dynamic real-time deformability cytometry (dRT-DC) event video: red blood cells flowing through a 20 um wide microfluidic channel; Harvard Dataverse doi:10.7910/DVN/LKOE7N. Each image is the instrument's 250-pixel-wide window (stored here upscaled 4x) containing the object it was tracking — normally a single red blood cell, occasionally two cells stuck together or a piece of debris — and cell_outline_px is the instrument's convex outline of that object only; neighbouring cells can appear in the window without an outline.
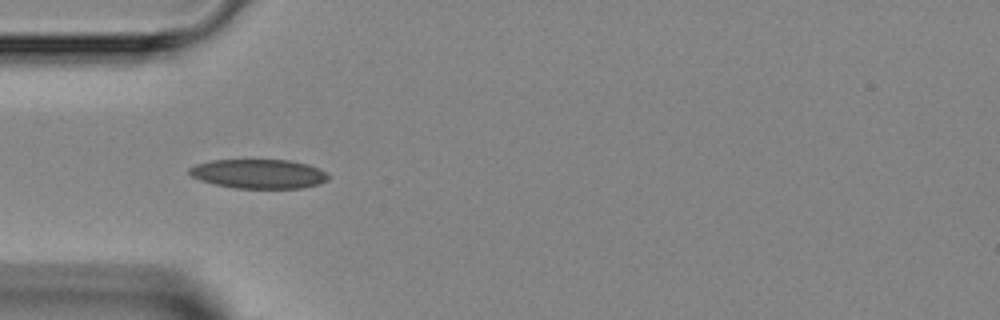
{"species": "Egyptian fruit bat (a non-hibernating species)", "species_latin": "Rousettus aegyptiacus", "temperature_condition": "room temperature", "stored_images_in_passage": 4, "camera_frame_rate_fps": 3000, "um_per_image_px": 0.085, "animal": {"sex": "female"}, "frame": {"image": 1, "passage_image": 2, "time_ms": 1.0, "image_size_px": [1000, 320], "cell_outline_px": [[328, 180], [316, 184], [300, 188], [236, 188], [216, 184], [200, 180], [192, 176], [188, 172], [188, 168], [196, 164], [212, 160], [288, 160], [308, 164], [324, 172], [328, 176]], "centroid_in_image_um": [21.95, 14.77], "position_along_channel_um": 63.1, "area_um2": 23.41}}
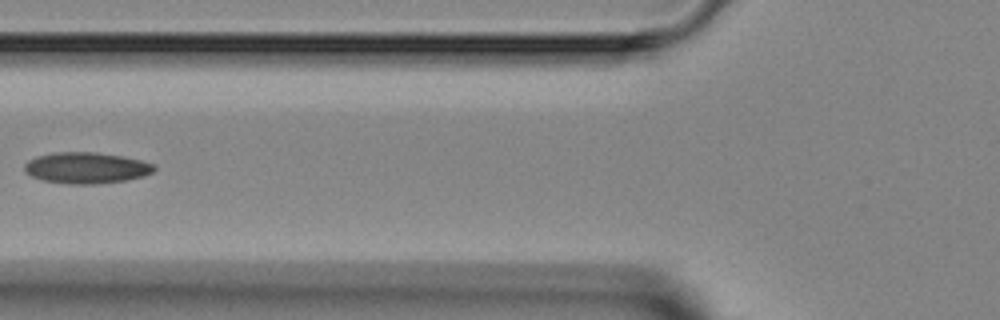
{"frame": {"image": 2, "passage_image": 3, "time_ms": 2.333, "image_size_px": [1000, 320], "cell_outline_px": [[156, 168], [152, 172], [144, 176], [124, 180], [96, 184], [68, 184], [44, 180], [32, 176], [24, 172], [24, 164], [28, 160], [36, 156], [56, 152], [96, 152], [120, 156], [140, 160], [156, 164]], "centroid_in_image_um": [7.32, 14.26], "position_along_channel_um": 118.5, "area_um2": 23.52}}
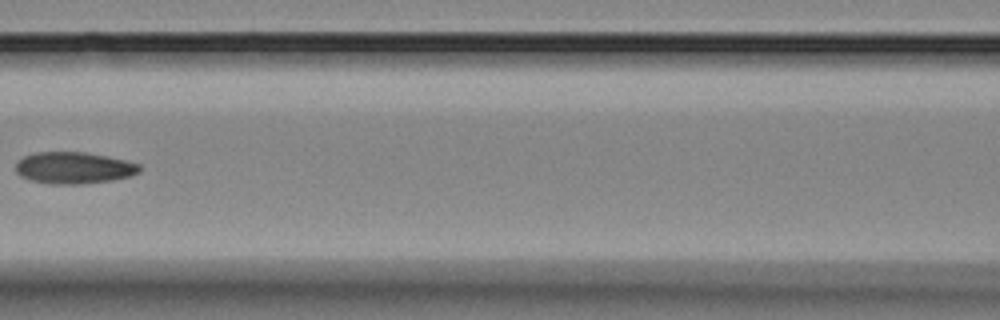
{"frame": {"image": 3, "passage_image": 4, "time_ms": 3.333, "image_size_px": [1000, 320], "cell_outline_px": [[140, 172], [128, 176], [112, 180], [80, 184], [48, 184], [32, 180], [20, 176], [16, 172], [16, 164], [24, 156], [36, 152], [84, 152], [124, 160], [140, 164]], "centroid_in_image_um": [6.25, 14.27], "position_along_channel_um": 160.3, "area_um2": 22.66}}